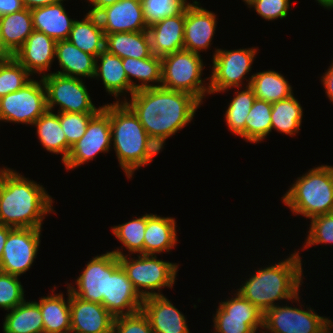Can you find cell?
Segmentation results:
<instances>
[{
    "mask_svg": "<svg viewBox=\"0 0 333 333\" xmlns=\"http://www.w3.org/2000/svg\"><path fill=\"white\" fill-rule=\"evenodd\" d=\"M14 228L5 226V225H0V261L3 256V249L4 245L6 243L8 234L13 230Z\"/></svg>",
    "mask_w": 333,
    "mask_h": 333,
    "instance_id": "cell-50",
    "label": "cell"
},
{
    "mask_svg": "<svg viewBox=\"0 0 333 333\" xmlns=\"http://www.w3.org/2000/svg\"><path fill=\"white\" fill-rule=\"evenodd\" d=\"M142 304L143 298L120 264L111 275H108L107 296H104L102 305L117 317L140 311Z\"/></svg>",
    "mask_w": 333,
    "mask_h": 333,
    "instance_id": "cell-18",
    "label": "cell"
},
{
    "mask_svg": "<svg viewBox=\"0 0 333 333\" xmlns=\"http://www.w3.org/2000/svg\"><path fill=\"white\" fill-rule=\"evenodd\" d=\"M7 312L3 322L4 333H44L42 313L36 301L25 300Z\"/></svg>",
    "mask_w": 333,
    "mask_h": 333,
    "instance_id": "cell-33",
    "label": "cell"
},
{
    "mask_svg": "<svg viewBox=\"0 0 333 333\" xmlns=\"http://www.w3.org/2000/svg\"><path fill=\"white\" fill-rule=\"evenodd\" d=\"M112 252L119 258L129 280L143 299L163 295L161 288L173 287L179 264L159 260L156 255L139 254L136 259L130 258L119 248Z\"/></svg>",
    "mask_w": 333,
    "mask_h": 333,
    "instance_id": "cell-6",
    "label": "cell"
},
{
    "mask_svg": "<svg viewBox=\"0 0 333 333\" xmlns=\"http://www.w3.org/2000/svg\"><path fill=\"white\" fill-rule=\"evenodd\" d=\"M46 88L47 110L53 111L59 106L58 112L97 113V108L87 90L83 79L47 73L41 76Z\"/></svg>",
    "mask_w": 333,
    "mask_h": 333,
    "instance_id": "cell-8",
    "label": "cell"
},
{
    "mask_svg": "<svg viewBox=\"0 0 333 333\" xmlns=\"http://www.w3.org/2000/svg\"><path fill=\"white\" fill-rule=\"evenodd\" d=\"M92 4L91 8L88 13L97 14L100 10L104 9L105 7L111 6L120 0H87Z\"/></svg>",
    "mask_w": 333,
    "mask_h": 333,
    "instance_id": "cell-48",
    "label": "cell"
},
{
    "mask_svg": "<svg viewBox=\"0 0 333 333\" xmlns=\"http://www.w3.org/2000/svg\"><path fill=\"white\" fill-rule=\"evenodd\" d=\"M283 261L259 268L251 275L238 292L263 313L277 305L275 301L299 302L300 286L303 283L302 260L299 251ZM302 282V283H301ZM295 300V301H293ZM275 302V303H274Z\"/></svg>",
    "mask_w": 333,
    "mask_h": 333,
    "instance_id": "cell-3",
    "label": "cell"
},
{
    "mask_svg": "<svg viewBox=\"0 0 333 333\" xmlns=\"http://www.w3.org/2000/svg\"><path fill=\"white\" fill-rule=\"evenodd\" d=\"M55 57L60 65L57 74L68 77L93 78L95 74L96 57L83 52L68 40L56 43Z\"/></svg>",
    "mask_w": 333,
    "mask_h": 333,
    "instance_id": "cell-27",
    "label": "cell"
},
{
    "mask_svg": "<svg viewBox=\"0 0 333 333\" xmlns=\"http://www.w3.org/2000/svg\"><path fill=\"white\" fill-rule=\"evenodd\" d=\"M56 41L43 32L34 30L13 57L28 72L45 76L55 58Z\"/></svg>",
    "mask_w": 333,
    "mask_h": 333,
    "instance_id": "cell-20",
    "label": "cell"
},
{
    "mask_svg": "<svg viewBox=\"0 0 333 333\" xmlns=\"http://www.w3.org/2000/svg\"><path fill=\"white\" fill-rule=\"evenodd\" d=\"M176 221L172 217L147 214V227L144 233L143 254L156 255L170 252L178 243Z\"/></svg>",
    "mask_w": 333,
    "mask_h": 333,
    "instance_id": "cell-26",
    "label": "cell"
},
{
    "mask_svg": "<svg viewBox=\"0 0 333 333\" xmlns=\"http://www.w3.org/2000/svg\"><path fill=\"white\" fill-rule=\"evenodd\" d=\"M105 48L121 59H144L152 55L148 31L106 34Z\"/></svg>",
    "mask_w": 333,
    "mask_h": 333,
    "instance_id": "cell-30",
    "label": "cell"
},
{
    "mask_svg": "<svg viewBox=\"0 0 333 333\" xmlns=\"http://www.w3.org/2000/svg\"><path fill=\"white\" fill-rule=\"evenodd\" d=\"M203 59L195 52L182 49L161 58V87L194 96L201 104L209 93V83L202 79ZM204 83V84H203Z\"/></svg>",
    "mask_w": 333,
    "mask_h": 333,
    "instance_id": "cell-7",
    "label": "cell"
},
{
    "mask_svg": "<svg viewBox=\"0 0 333 333\" xmlns=\"http://www.w3.org/2000/svg\"><path fill=\"white\" fill-rule=\"evenodd\" d=\"M122 65L128 81L135 91L161 87V57L152 54L144 59L123 58ZM131 77L140 81L141 84H136ZM150 82L152 84H149Z\"/></svg>",
    "mask_w": 333,
    "mask_h": 333,
    "instance_id": "cell-34",
    "label": "cell"
},
{
    "mask_svg": "<svg viewBox=\"0 0 333 333\" xmlns=\"http://www.w3.org/2000/svg\"><path fill=\"white\" fill-rule=\"evenodd\" d=\"M42 228H14L7 237L0 271L20 276L28 271L39 250Z\"/></svg>",
    "mask_w": 333,
    "mask_h": 333,
    "instance_id": "cell-14",
    "label": "cell"
},
{
    "mask_svg": "<svg viewBox=\"0 0 333 333\" xmlns=\"http://www.w3.org/2000/svg\"><path fill=\"white\" fill-rule=\"evenodd\" d=\"M24 7L31 10L34 8L38 7H43L51 4H56L61 1H66V0H22Z\"/></svg>",
    "mask_w": 333,
    "mask_h": 333,
    "instance_id": "cell-49",
    "label": "cell"
},
{
    "mask_svg": "<svg viewBox=\"0 0 333 333\" xmlns=\"http://www.w3.org/2000/svg\"><path fill=\"white\" fill-rule=\"evenodd\" d=\"M321 82L324 85L327 98L333 103V63L329 66L328 70L321 76Z\"/></svg>",
    "mask_w": 333,
    "mask_h": 333,
    "instance_id": "cell-47",
    "label": "cell"
},
{
    "mask_svg": "<svg viewBox=\"0 0 333 333\" xmlns=\"http://www.w3.org/2000/svg\"><path fill=\"white\" fill-rule=\"evenodd\" d=\"M329 318L319 316L311 307L302 310L279 304L267 309L262 333H324Z\"/></svg>",
    "mask_w": 333,
    "mask_h": 333,
    "instance_id": "cell-13",
    "label": "cell"
},
{
    "mask_svg": "<svg viewBox=\"0 0 333 333\" xmlns=\"http://www.w3.org/2000/svg\"><path fill=\"white\" fill-rule=\"evenodd\" d=\"M250 78L246 79L247 85L253 89L256 98L266 102H278L294 94L287 79L274 70L257 72Z\"/></svg>",
    "mask_w": 333,
    "mask_h": 333,
    "instance_id": "cell-32",
    "label": "cell"
},
{
    "mask_svg": "<svg viewBox=\"0 0 333 333\" xmlns=\"http://www.w3.org/2000/svg\"><path fill=\"white\" fill-rule=\"evenodd\" d=\"M234 295L219 302L213 316L215 333H256L259 328L262 332L264 313L238 291Z\"/></svg>",
    "mask_w": 333,
    "mask_h": 333,
    "instance_id": "cell-12",
    "label": "cell"
},
{
    "mask_svg": "<svg viewBox=\"0 0 333 333\" xmlns=\"http://www.w3.org/2000/svg\"><path fill=\"white\" fill-rule=\"evenodd\" d=\"M4 58H6V57H0V62H1Z\"/></svg>",
    "mask_w": 333,
    "mask_h": 333,
    "instance_id": "cell-55",
    "label": "cell"
},
{
    "mask_svg": "<svg viewBox=\"0 0 333 333\" xmlns=\"http://www.w3.org/2000/svg\"><path fill=\"white\" fill-rule=\"evenodd\" d=\"M316 1L319 3V5L323 6L327 10L333 8V0H316Z\"/></svg>",
    "mask_w": 333,
    "mask_h": 333,
    "instance_id": "cell-51",
    "label": "cell"
},
{
    "mask_svg": "<svg viewBox=\"0 0 333 333\" xmlns=\"http://www.w3.org/2000/svg\"><path fill=\"white\" fill-rule=\"evenodd\" d=\"M214 12L201 7L198 1H193L185 8L184 49L200 54L208 49L217 26Z\"/></svg>",
    "mask_w": 333,
    "mask_h": 333,
    "instance_id": "cell-16",
    "label": "cell"
},
{
    "mask_svg": "<svg viewBox=\"0 0 333 333\" xmlns=\"http://www.w3.org/2000/svg\"><path fill=\"white\" fill-rule=\"evenodd\" d=\"M141 310L154 333H190L185 315L164 295L144 298Z\"/></svg>",
    "mask_w": 333,
    "mask_h": 333,
    "instance_id": "cell-21",
    "label": "cell"
},
{
    "mask_svg": "<svg viewBox=\"0 0 333 333\" xmlns=\"http://www.w3.org/2000/svg\"><path fill=\"white\" fill-rule=\"evenodd\" d=\"M110 104L103 107L90 119L85 134L72 145L63 162L66 170L92 161L99 153H108L111 147Z\"/></svg>",
    "mask_w": 333,
    "mask_h": 333,
    "instance_id": "cell-11",
    "label": "cell"
},
{
    "mask_svg": "<svg viewBox=\"0 0 333 333\" xmlns=\"http://www.w3.org/2000/svg\"><path fill=\"white\" fill-rule=\"evenodd\" d=\"M185 9L176 16L166 17L147 29L152 54L163 57L184 49Z\"/></svg>",
    "mask_w": 333,
    "mask_h": 333,
    "instance_id": "cell-22",
    "label": "cell"
},
{
    "mask_svg": "<svg viewBox=\"0 0 333 333\" xmlns=\"http://www.w3.org/2000/svg\"><path fill=\"white\" fill-rule=\"evenodd\" d=\"M31 76L13 56L4 58L0 62V98L22 88Z\"/></svg>",
    "mask_w": 333,
    "mask_h": 333,
    "instance_id": "cell-39",
    "label": "cell"
},
{
    "mask_svg": "<svg viewBox=\"0 0 333 333\" xmlns=\"http://www.w3.org/2000/svg\"><path fill=\"white\" fill-rule=\"evenodd\" d=\"M111 141L127 178L161 152L134 112L121 100L110 104Z\"/></svg>",
    "mask_w": 333,
    "mask_h": 333,
    "instance_id": "cell-4",
    "label": "cell"
},
{
    "mask_svg": "<svg viewBox=\"0 0 333 333\" xmlns=\"http://www.w3.org/2000/svg\"><path fill=\"white\" fill-rule=\"evenodd\" d=\"M113 333H154L142 310L114 317Z\"/></svg>",
    "mask_w": 333,
    "mask_h": 333,
    "instance_id": "cell-44",
    "label": "cell"
},
{
    "mask_svg": "<svg viewBox=\"0 0 333 333\" xmlns=\"http://www.w3.org/2000/svg\"><path fill=\"white\" fill-rule=\"evenodd\" d=\"M272 103L256 98L245 124V141L262 142L271 132Z\"/></svg>",
    "mask_w": 333,
    "mask_h": 333,
    "instance_id": "cell-37",
    "label": "cell"
},
{
    "mask_svg": "<svg viewBox=\"0 0 333 333\" xmlns=\"http://www.w3.org/2000/svg\"><path fill=\"white\" fill-rule=\"evenodd\" d=\"M252 0H243L246 4L250 3Z\"/></svg>",
    "mask_w": 333,
    "mask_h": 333,
    "instance_id": "cell-54",
    "label": "cell"
},
{
    "mask_svg": "<svg viewBox=\"0 0 333 333\" xmlns=\"http://www.w3.org/2000/svg\"><path fill=\"white\" fill-rule=\"evenodd\" d=\"M94 78L98 80L99 78L102 79L101 81H103L106 92L113 95L117 100L116 102H120L118 99L119 95H125V92L132 95L135 92L124 71L122 59L114 55L107 48L101 50L96 57Z\"/></svg>",
    "mask_w": 333,
    "mask_h": 333,
    "instance_id": "cell-23",
    "label": "cell"
},
{
    "mask_svg": "<svg viewBox=\"0 0 333 333\" xmlns=\"http://www.w3.org/2000/svg\"><path fill=\"white\" fill-rule=\"evenodd\" d=\"M303 110L294 94L289 98L272 103L271 131L293 136L299 132Z\"/></svg>",
    "mask_w": 333,
    "mask_h": 333,
    "instance_id": "cell-35",
    "label": "cell"
},
{
    "mask_svg": "<svg viewBox=\"0 0 333 333\" xmlns=\"http://www.w3.org/2000/svg\"><path fill=\"white\" fill-rule=\"evenodd\" d=\"M19 276L0 271V308L10 311L25 301Z\"/></svg>",
    "mask_w": 333,
    "mask_h": 333,
    "instance_id": "cell-42",
    "label": "cell"
},
{
    "mask_svg": "<svg viewBox=\"0 0 333 333\" xmlns=\"http://www.w3.org/2000/svg\"><path fill=\"white\" fill-rule=\"evenodd\" d=\"M331 329H333V322H332L331 319H329L327 324H326L324 333H333V331Z\"/></svg>",
    "mask_w": 333,
    "mask_h": 333,
    "instance_id": "cell-52",
    "label": "cell"
},
{
    "mask_svg": "<svg viewBox=\"0 0 333 333\" xmlns=\"http://www.w3.org/2000/svg\"><path fill=\"white\" fill-rule=\"evenodd\" d=\"M291 186L282 200L293 214L311 220L333 212V166L311 168Z\"/></svg>",
    "mask_w": 333,
    "mask_h": 333,
    "instance_id": "cell-5",
    "label": "cell"
},
{
    "mask_svg": "<svg viewBox=\"0 0 333 333\" xmlns=\"http://www.w3.org/2000/svg\"><path fill=\"white\" fill-rule=\"evenodd\" d=\"M67 301L63 293L50 294L36 302L41 310L44 333H70V290L67 288Z\"/></svg>",
    "mask_w": 333,
    "mask_h": 333,
    "instance_id": "cell-28",
    "label": "cell"
},
{
    "mask_svg": "<svg viewBox=\"0 0 333 333\" xmlns=\"http://www.w3.org/2000/svg\"><path fill=\"white\" fill-rule=\"evenodd\" d=\"M70 333H111L114 316L100 303L84 301L70 292Z\"/></svg>",
    "mask_w": 333,
    "mask_h": 333,
    "instance_id": "cell-19",
    "label": "cell"
},
{
    "mask_svg": "<svg viewBox=\"0 0 333 333\" xmlns=\"http://www.w3.org/2000/svg\"><path fill=\"white\" fill-rule=\"evenodd\" d=\"M22 0H0V17L24 9Z\"/></svg>",
    "mask_w": 333,
    "mask_h": 333,
    "instance_id": "cell-46",
    "label": "cell"
},
{
    "mask_svg": "<svg viewBox=\"0 0 333 333\" xmlns=\"http://www.w3.org/2000/svg\"><path fill=\"white\" fill-rule=\"evenodd\" d=\"M148 27L166 17L180 14L189 4L187 0H140Z\"/></svg>",
    "mask_w": 333,
    "mask_h": 333,
    "instance_id": "cell-40",
    "label": "cell"
},
{
    "mask_svg": "<svg viewBox=\"0 0 333 333\" xmlns=\"http://www.w3.org/2000/svg\"><path fill=\"white\" fill-rule=\"evenodd\" d=\"M47 110L46 88L31 79L19 90L0 98V121L21 124L33 123Z\"/></svg>",
    "mask_w": 333,
    "mask_h": 333,
    "instance_id": "cell-10",
    "label": "cell"
},
{
    "mask_svg": "<svg viewBox=\"0 0 333 333\" xmlns=\"http://www.w3.org/2000/svg\"><path fill=\"white\" fill-rule=\"evenodd\" d=\"M123 102L134 112L150 139L162 151L166 139L184 128L201 106L191 94L163 87L135 91Z\"/></svg>",
    "mask_w": 333,
    "mask_h": 333,
    "instance_id": "cell-1",
    "label": "cell"
},
{
    "mask_svg": "<svg viewBox=\"0 0 333 333\" xmlns=\"http://www.w3.org/2000/svg\"><path fill=\"white\" fill-rule=\"evenodd\" d=\"M34 31L31 10L21 11L0 17V36L3 57L13 56Z\"/></svg>",
    "mask_w": 333,
    "mask_h": 333,
    "instance_id": "cell-25",
    "label": "cell"
},
{
    "mask_svg": "<svg viewBox=\"0 0 333 333\" xmlns=\"http://www.w3.org/2000/svg\"><path fill=\"white\" fill-rule=\"evenodd\" d=\"M63 2L31 9L34 30L45 33L56 42L68 39L75 22L68 17Z\"/></svg>",
    "mask_w": 333,
    "mask_h": 333,
    "instance_id": "cell-24",
    "label": "cell"
},
{
    "mask_svg": "<svg viewBox=\"0 0 333 333\" xmlns=\"http://www.w3.org/2000/svg\"><path fill=\"white\" fill-rule=\"evenodd\" d=\"M67 40L83 52L97 57L105 48L106 35L97 15L86 13L81 21L75 20Z\"/></svg>",
    "mask_w": 333,
    "mask_h": 333,
    "instance_id": "cell-29",
    "label": "cell"
},
{
    "mask_svg": "<svg viewBox=\"0 0 333 333\" xmlns=\"http://www.w3.org/2000/svg\"><path fill=\"white\" fill-rule=\"evenodd\" d=\"M147 227V214L126 223L114 225L111 229L129 254H143L144 233Z\"/></svg>",
    "mask_w": 333,
    "mask_h": 333,
    "instance_id": "cell-38",
    "label": "cell"
},
{
    "mask_svg": "<svg viewBox=\"0 0 333 333\" xmlns=\"http://www.w3.org/2000/svg\"><path fill=\"white\" fill-rule=\"evenodd\" d=\"M96 113L58 112L59 121L67 139L72 147L85 134L90 119Z\"/></svg>",
    "mask_w": 333,
    "mask_h": 333,
    "instance_id": "cell-41",
    "label": "cell"
},
{
    "mask_svg": "<svg viewBox=\"0 0 333 333\" xmlns=\"http://www.w3.org/2000/svg\"><path fill=\"white\" fill-rule=\"evenodd\" d=\"M119 265V258L112 251H106L86 264V268L75 280L77 288L71 284H67V288L84 301L102 304L104 296H107L108 275Z\"/></svg>",
    "mask_w": 333,
    "mask_h": 333,
    "instance_id": "cell-15",
    "label": "cell"
},
{
    "mask_svg": "<svg viewBox=\"0 0 333 333\" xmlns=\"http://www.w3.org/2000/svg\"><path fill=\"white\" fill-rule=\"evenodd\" d=\"M96 15L105 35L148 29L140 0H120L100 10Z\"/></svg>",
    "mask_w": 333,
    "mask_h": 333,
    "instance_id": "cell-17",
    "label": "cell"
},
{
    "mask_svg": "<svg viewBox=\"0 0 333 333\" xmlns=\"http://www.w3.org/2000/svg\"><path fill=\"white\" fill-rule=\"evenodd\" d=\"M242 91H235L233 97L225 112V123L234 135L240 136L245 140L246 117L256 99L253 89L245 85Z\"/></svg>",
    "mask_w": 333,
    "mask_h": 333,
    "instance_id": "cell-36",
    "label": "cell"
},
{
    "mask_svg": "<svg viewBox=\"0 0 333 333\" xmlns=\"http://www.w3.org/2000/svg\"><path fill=\"white\" fill-rule=\"evenodd\" d=\"M305 245L302 249L318 244H333V212L311 219Z\"/></svg>",
    "mask_w": 333,
    "mask_h": 333,
    "instance_id": "cell-43",
    "label": "cell"
},
{
    "mask_svg": "<svg viewBox=\"0 0 333 333\" xmlns=\"http://www.w3.org/2000/svg\"><path fill=\"white\" fill-rule=\"evenodd\" d=\"M37 127V136L48 152L62 155V163L67 159L71 147L67 144V139L62 130L58 112L46 110L34 123Z\"/></svg>",
    "mask_w": 333,
    "mask_h": 333,
    "instance_id": "cell-31",
    "label": "cell"
},
{
    "mask_svg": "<svg viewBox=\"0 0 333 333\" xmlns=\"http://www.w3.org/2000/svg\"><path fill=\"white\" fill-rule=\"evenodd\" d=\"M46 189L11 168H0V225L42 228L45 215L53 212Z\"/></svg>",
    "mask_w": 333,
    "mask_h": 333,
    "instance_id": "cell-2",
    "label": "cell"
},
{
    "mask_svg": "<svg viewBox=\"0 0 333 333\" xmlns=\"http://www.w3.org/2000/svg\"><path fill=\"white\" fill-rule=\"evenodd\" d=\"M257 48H240L234 50L215 49L212 61L211 77L209 81V93L226 92L228 89L241 88L245 75L251 71V65L255 59ZM243 80V81H242Z\"/></svg>",
    "mask_w": 333,
    "mask_h": 333,
    "instance_id": "cell-9",
    "label": "cell"
},
{
    "mask_svg": "<svg viewBox=\"0 0 333 333\" xmlns=\"http://www.w3.org/2000/svg\"><path fill=\"white\" fill-rule=\"evenodd\" d=\"M0 57H3V45H2L1 36H0Z\"/></svg>",
    "mask_w": 333,
    "mask_h": 333,
    "instance_id": "cell-53",
    "label": "cell"
},
{
    "mask_svg": "<svg viewBox=\"0 0 333 333\" xmlns=\"http://www.w3.org/2000/svg\"><path fill=\"white\" fill-rule=\"evenodd\" d=\"M247 5L249 8H254L263 19L272 21L287 17L290 0H252Z\"/></svg>",
    "mask_w": 333,
    "mask_h": 333,
    "instance_id": "cell-45",
    "label": "cell"
}]
</instances>
